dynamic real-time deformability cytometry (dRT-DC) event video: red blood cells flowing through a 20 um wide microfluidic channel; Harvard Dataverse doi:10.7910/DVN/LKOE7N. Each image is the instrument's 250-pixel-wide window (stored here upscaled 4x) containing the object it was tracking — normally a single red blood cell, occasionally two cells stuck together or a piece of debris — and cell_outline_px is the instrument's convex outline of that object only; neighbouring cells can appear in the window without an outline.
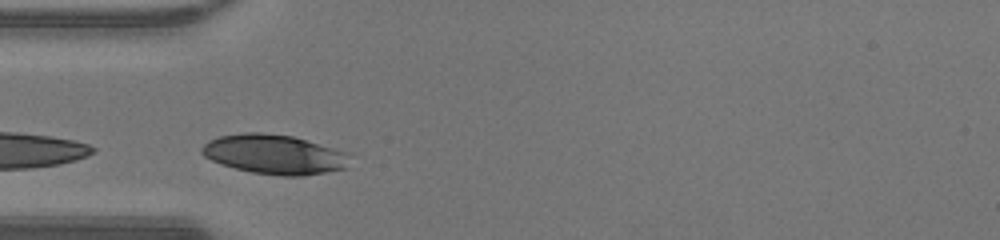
{"species": "human", "species_latin": "Homo sapiens", "temperature_condition": "warm", "stored_images_in_passage": 3, "camera_frame_rate_fps": 3000, "um_per_image_px": 0.085, "donor": {"sex": "male"}, "frame": {"image": 1, "passage_image": 1, "time_ms": 0.0, "image_size_px": [1000, 240], "cell_outline_px": [[352, 152], [348, 168], [300, 176], [280, 176], [252, 172], [220, 164], [204, 156], [200, 152], [200, 148], [208, 140], [220, 136], [244, 132], [260, 132], [292, 136]], "centroid_in_image_um": [23.37, 13.11], "position_along_channel_um": 61.6, "area_um2": 34.51}}